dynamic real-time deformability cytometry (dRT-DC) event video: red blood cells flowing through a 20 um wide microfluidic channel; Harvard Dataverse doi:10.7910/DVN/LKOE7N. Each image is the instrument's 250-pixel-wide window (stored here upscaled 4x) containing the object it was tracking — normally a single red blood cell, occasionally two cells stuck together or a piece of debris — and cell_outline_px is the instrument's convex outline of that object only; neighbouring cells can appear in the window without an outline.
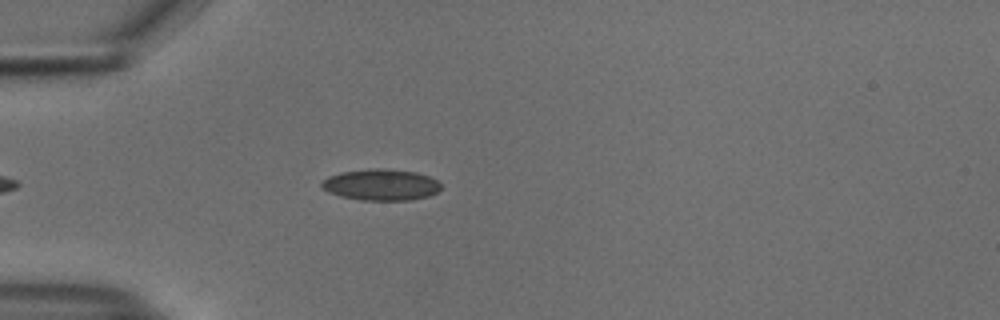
{"species": "common noctule bat (a hibernating species)", "species_latin": "Nyctalus noctula", "temperature_condition": "cold", "stored_images_in_passage": 35, "camera_frame_rate_fps": 3000, "um_per_image_px": 0.085, "animal": {"sex": "male", "body_mass_g": 18.8}, "frame": {"image": 1, "passage_image": 3, "time_ms": 0.667, "image_size_px": [1000, 320], "cell_outline_px": [[440, 188], [436, 192], [428, 196], [412, 200], [360, 200], [340, 196], [328, 192], [320, 184], [328, 176], [340, 172], [376, 168], [384, 168], [416, 172], [428, 176], [436, 180], [440, 184]], "centroid_in_image_um": [32.37, 15.7], "position_along_channel_um": 52.6, "area_um2": 21.68}}
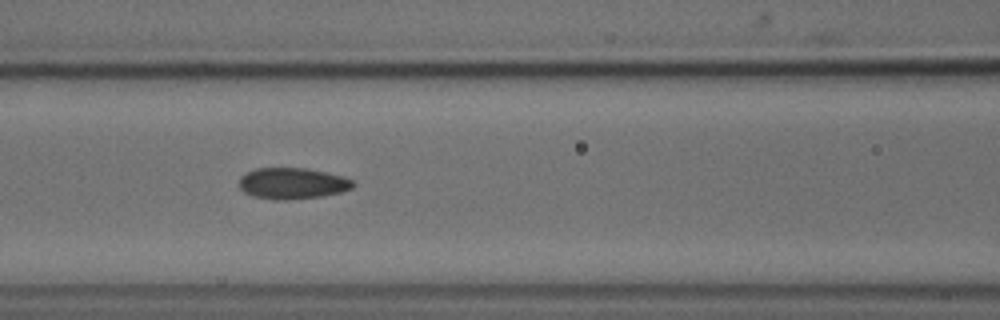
{"frame": {"image": 2, "passage_image": 11, "time_ms": 3.333, "image_size_px": [1000, 320], "cell_outline_px": [[356, 184], [352, 188], [340, 192], [320, 196], [284, 200], [276, 200], [256, 196], [244, 192], [240, 188], [240, 176], [256, 168], [308, 168], [328, 172], [344, 176], [352, 180]], "centroid_in_image_um": [24.89, 15.57], "position_along_channel_um": 141.7, "area_um2": 20.63}}
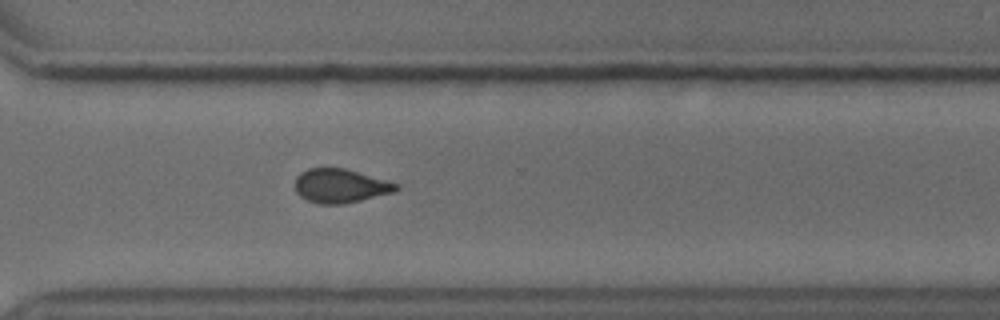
{"frame": {"image": 3, "passage_image": 27, "time_ms": 8.667, "image_size_px": [1000, 320], "cell_outline_px": [[400, 188], [396, 192], [344, 204], [316, 204], [300, 196], [296, 192], [296, 176], [300, 172], [308, 168], [344, 168], [400, 184]], "centroid_in_image_um": [28.95, 15.8], "position_along_channel_um": 341.7, "area_um2": 20.11}, "authors_computed_cell_mechanics": {"area_um2": 20.4612, "velocity_mm_per_s": 3.7568, "shape_relaxation_time_tau1_ms": 5.915, "shape_relaxation_time_tau2_ms": 2.2933, "deformation_change_tau1": 0.1174, "deformation_change_tau2": 0.084}}